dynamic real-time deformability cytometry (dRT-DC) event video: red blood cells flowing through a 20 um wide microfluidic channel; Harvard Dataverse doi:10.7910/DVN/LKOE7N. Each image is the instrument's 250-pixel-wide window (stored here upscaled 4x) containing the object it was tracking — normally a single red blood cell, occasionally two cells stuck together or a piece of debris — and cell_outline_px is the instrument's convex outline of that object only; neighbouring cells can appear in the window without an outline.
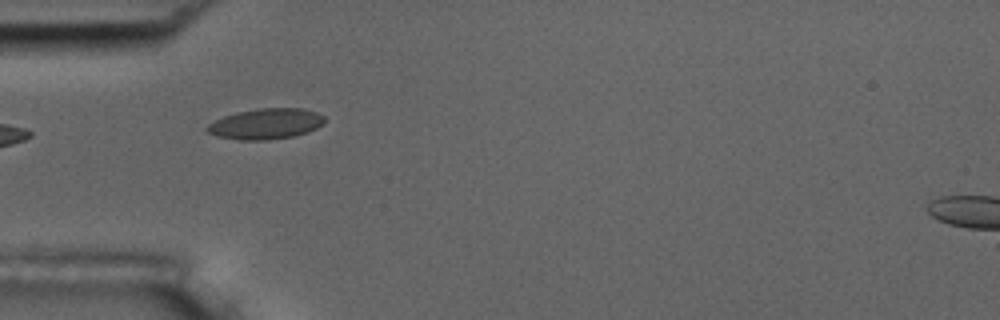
{"species": "common noctule bat (a hibernating species)", "species_latin": "Nyctalus noctula", "temperature_condition": "room temperature", "stored_images_in_passage": 7, "camera_frame_rate_fps": 3000, "um_per_image_px": 0.085, "animal": {"sex": "male", "body_mass_g": 17.5, "forearm_length_mm": 52.3}, "frame": {"image": 1, "passage_image": 6, "time_ms": 6.667, "image_size_px": [1000, 320], "cell_outline_px": [[324, 124], [308, 132], [292, 136], [268, 140], [240, 140], [216, 136], [204, 132], [204, 128], [208, 124], [224, 116], [236, 112], [260, 108], [304, 108], [316, 112], [324, 116]], "centroid_in_image_um": [22.57, 10.53], "position_along_channel_um": 62.4, "area_um2": 21.15}}